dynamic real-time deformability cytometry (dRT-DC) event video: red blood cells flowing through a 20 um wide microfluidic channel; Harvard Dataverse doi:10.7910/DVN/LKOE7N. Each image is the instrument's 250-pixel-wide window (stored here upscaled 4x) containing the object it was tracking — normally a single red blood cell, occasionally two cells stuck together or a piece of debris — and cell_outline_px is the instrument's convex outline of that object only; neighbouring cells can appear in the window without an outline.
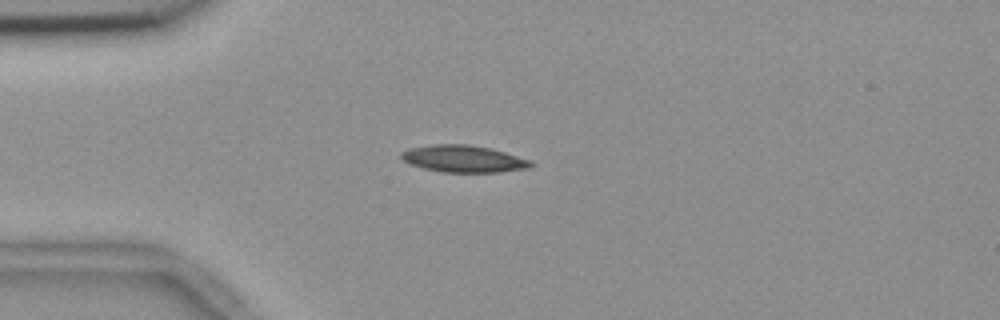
{"species": "common noctule bat (a hibernating species)", "species_latin": "Nyctalus noctula", "temperature_condition": "room temperature", "stored_images_in_passage": 3, "camera_frame_rate_fps": 3000, "um_per_image_px": 0.085, "animal": {"sex": "female", "body_mass_g": 18.4}, "frame": {"image": 1, "passage_image": 1, "time_ms": 0.0, "image_size_px": [1000, 320], "cell_outline_px": [[536, 164], [528, 168], [500, 172], [440, 172], [408, 164], [400, 156], [400, 152], [408, 148], [432, 144], [468, 144], [488, 148], [504, 152], [532, 160]], "centroid_in_image_um": [39.38, 13.5], "position_along_channel_um": 45.6, "area_um2": 20.52}}
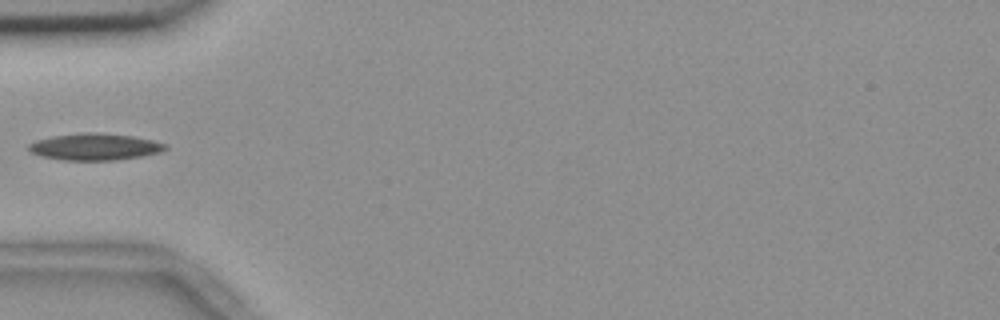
{"frame": {"image": 2, "passage_image": 2, "time_ms": 0.333, "image_size_px": [1000, 320], "cell_outline_px": [[168, 148], [160, 152], [144, 156], [116, 160], [64, 160], [40, 156], [28, 152], [28, 144], [36, 140], [52, 136], [92, 132], [132, 136], [152, 140], [168, 144]], "centroid_in_image_um": [8.06, 12.49], "position_along_channel_um": 76.9, "area_um2": 21.33}}